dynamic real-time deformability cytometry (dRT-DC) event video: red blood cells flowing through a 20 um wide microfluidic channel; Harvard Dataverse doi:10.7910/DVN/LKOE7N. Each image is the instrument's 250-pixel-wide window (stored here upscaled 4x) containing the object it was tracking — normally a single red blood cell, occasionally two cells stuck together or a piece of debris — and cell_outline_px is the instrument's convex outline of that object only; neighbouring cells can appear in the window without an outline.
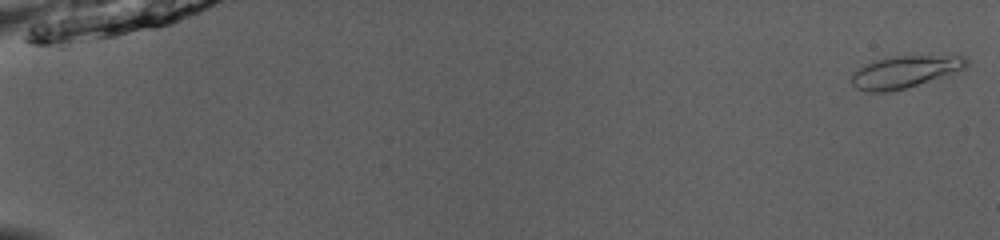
{"species": "common noctule bat (a hibernating species)", "species_latin": "Nyctalus noctula", "temperature_condition": "room temperature", "stored_images_in_passage": 50, "camera_frame_rate_fps": 3000, "um_per_image_px": 0.085, "animal": {"sex": "male", "body_mass_g": 13.0, "forearm_length_mm": 53.1}, "frame": {"image": 1, "passage_image": 1, "time_ms": 0.0, "image_size_px": [1000, 240], "cell_outline_px": [[968, 64], [964, 68], [904, 88], [888, 92], [868, 92], [856, 88], [852, 84], [852, 76], [860, 68], [876, 60], [888, 56], [964, 56], [968, 60]], "centroid_in_image_um": [76.87, 6.1], "position_along_channel_um": 8.1, "area_um2": 20.69}}
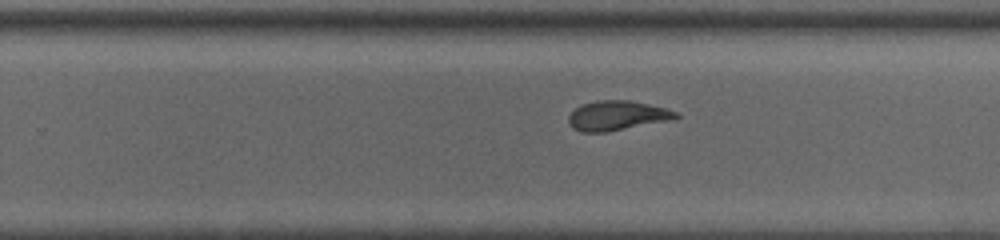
{"frame": {"image": 2, "passage_image": 35, "time_ms": 11.333, "image_size_px": [1000, 240], "cell_outline_px": [[680, 116], [676, 120], [604, 132], [580, 132], [572, 128], [568, 124], [568, 116], [580, 104], [596, 100], [628, 100], [668, 108], [676, 112]], "centroid_in_image_um": [52.47, 9.83], "position_along_channel_um": 277.3, "area_um2": 18.84}}
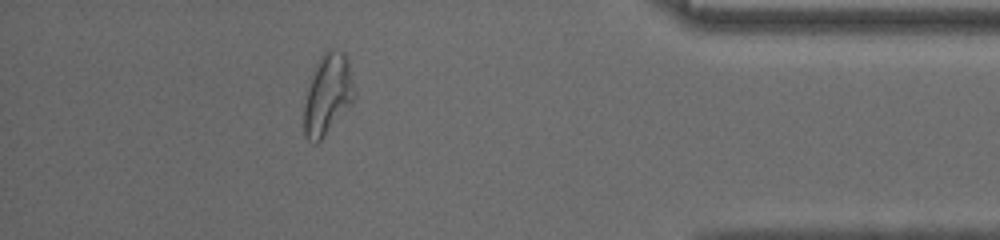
{"frame": {"image": 3, "passage_image": 47, "time_ms": 15.333, "image_size_px": [1000, 240], "cell_outline_px": [[356, 96], [352, 104], [324, 136], [316, 144], [312, 144], [304, 136], [304, 104], [312, 68], [320, 56], [328, 48], [332, 48], [344, 52], [348, 60]], "centroid_in_image_um": [27.84, 8.01], "position_along_channel_um": 407.4, "area_um2": 24.1}}